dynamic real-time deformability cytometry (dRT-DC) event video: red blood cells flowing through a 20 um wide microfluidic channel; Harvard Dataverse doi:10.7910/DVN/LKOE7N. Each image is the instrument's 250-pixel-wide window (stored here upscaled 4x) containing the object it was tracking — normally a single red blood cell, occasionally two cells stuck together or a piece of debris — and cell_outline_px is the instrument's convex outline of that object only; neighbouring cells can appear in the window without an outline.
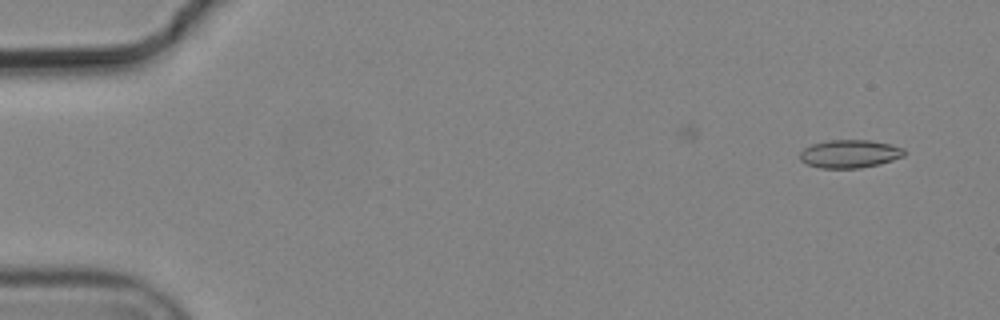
{"species": "common noctule bat (a hibernating species)", "species_latin": "Nyctalus noctula", "temperature_condition": "cold", "stored_images_in_passage": 6, "camera_frame_rate_fps": 3000, "um_per_image_px": 0.085, "animal": {"sex": "male", "body_mass_g": 19.2, "forearm_length_mm": 51.8}, "frame": {"image": 1, "passage_image": 1, "time_ms": 0.0, "image_size_px": [1000, 320], "cell_outline_px": [[904, 156], [880, 164], [860, 168], [820, 168], [808, 164], [800, 160], [800, 152], [804, 148], [812, 144], [828, 140], [872, 140], [892, 144], [904, 148]], "centroid_in_image_um": [72.24, 13.07], "position_along_channel_um": 12.8, "area_um2": 17.17}}
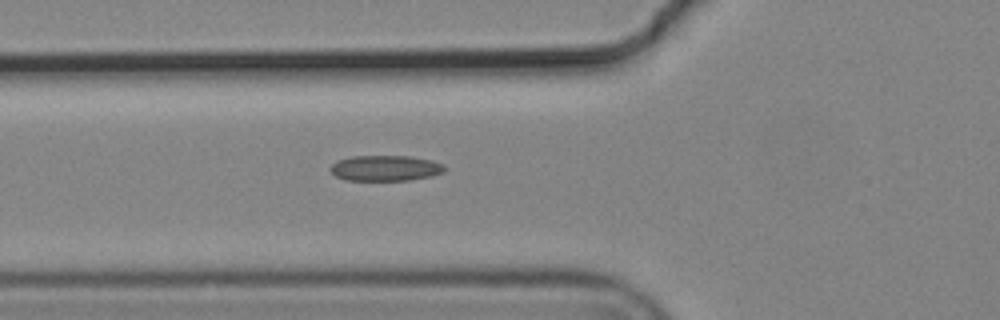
{"frame": {"image": 2, "passage_image": 6, "time_ms": 1.667, "image_size_px": [1000, 320], "cell_outline_px": [[444, 172], [432, 176], [408, 180], [344, 180], [336, 176], [328, 168], [336, 160], [352, 156], [412, 156], [432, 160], [444, 164]], "centroid_in_image_um": [32.75, 14.28], "position_along_channel_um": 93.1, "area_um2": 17.17}}